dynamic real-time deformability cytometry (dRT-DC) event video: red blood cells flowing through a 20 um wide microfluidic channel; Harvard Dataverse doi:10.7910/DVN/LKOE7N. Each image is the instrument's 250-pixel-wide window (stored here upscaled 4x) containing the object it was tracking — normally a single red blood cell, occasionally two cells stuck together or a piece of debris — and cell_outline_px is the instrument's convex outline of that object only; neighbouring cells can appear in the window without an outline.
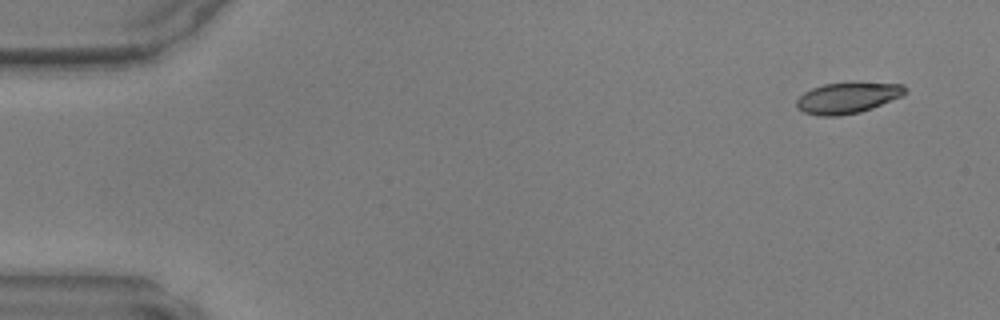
{"species": "common noctule bat (a hibernating species)", "species_latin": "Nyctalus noctula", "temperature_condition": "warm", "stored_images_in_passage": 46, "camera_frame_rate_fps": 3000, "um_per_image_px": 0.085, "animal": {"sex": "male", "body_mass_g": 17.9, "forearm_length_mm": 54.2}, "frame": {"image": 1, "passage_image": 1, "time_ms": 0.0, "image_size_px": [1000, 320], "cell_outline_px": [[908, 92], [904, 96], [872, 108], [860, 112], [840, 116], [820, 116], [804, 112], [796, 108], [796, 100], [804, 92], [812, 88], [824, 84], [848, 80], [904, 84], [908, 88]], "centroid_in_image_um": [72.11, 8.27], "position_along_channel_um": 12.9, "area_um2": 20.52}}
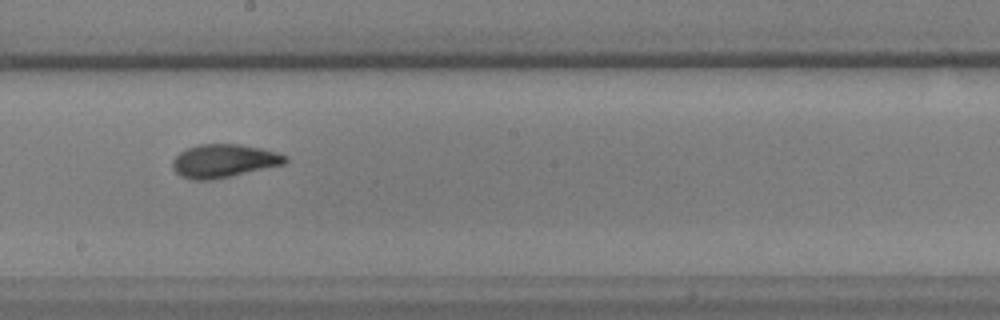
{"frame": {"image": 2, "passage_image": 25, "time_ms": 8.0, "image_size_px": [1000, 320], "cell_outline_px": [[288, 160], [284, 164], [232, 176], [212, 180], [192, 180], [180, 176], [172, 168], [172, 160], [180, 152], [188, 148], [200, 144], [240, 144], [260, 148], [276, 152], [288, 156]], "centroid_in_image_um": [19.01, 13.68], "position_along_channel_um": 229.2, "area_um2": 21.91}}
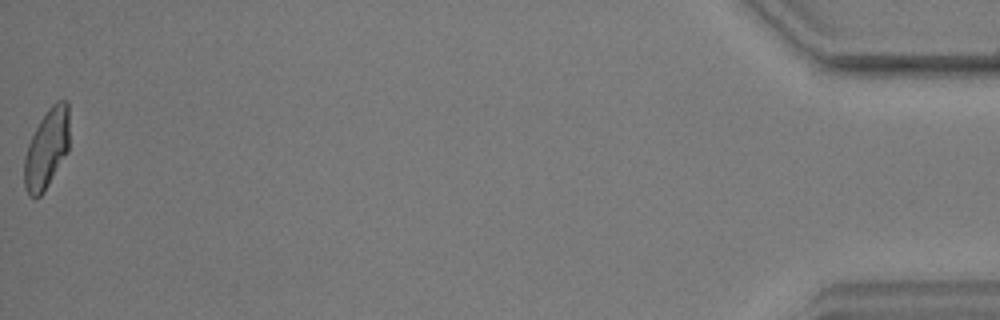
{"frame": {"image": 3, "passage_image": 46, "time_ms": 15.0, "image_size_px": [1000, 320], "cell_outline_px": [[68, 152], [44, 192], [36, 200], [28, 196], [24, 188], [24, 156], [28, 144], [40, 120], [48, 108], [56, 100], [68, 100]], "centroid_in_image_um": [3.95, 12.68], "position_along_channel_um": 431.2, "area_um2": 21.1}}